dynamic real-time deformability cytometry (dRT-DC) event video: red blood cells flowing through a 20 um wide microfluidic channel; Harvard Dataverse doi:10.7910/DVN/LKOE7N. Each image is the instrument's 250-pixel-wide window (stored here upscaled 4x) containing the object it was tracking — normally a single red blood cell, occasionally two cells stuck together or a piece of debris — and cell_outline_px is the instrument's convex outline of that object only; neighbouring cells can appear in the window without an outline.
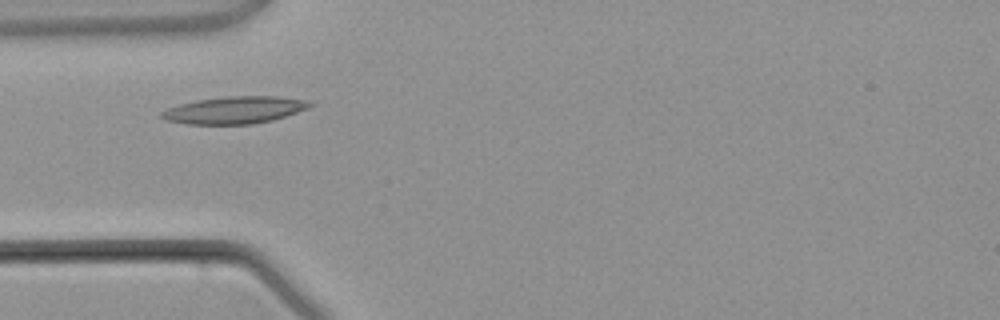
{"species": "common noctule bat (a hibernating species)", "species_latin": "Nyctalus noctula", "temperature_condition": "warm", "stored_images_in_passage": 2, "camera_frame_rate_fps": 3000, "um_per_image_px": 0.085, "animal": {"sex": "male", "body_mass_g": 21.5, "forearm_length_mm": 52.0}, "frame": {"image": 1, "passage_image": 2, "time_ms": 1.333, "image_size_px": [1000, 320], "cell_outline_px": [[312, 104], [308, 108], [272, 120], [252, 124], [188, 124], [164, 120], [160, 116], [160, 112], [168, 108], [180, 104], [196, 100], [228, 96], [280, 96], [304, 100]], "centroid_in_image_um": [19.89, 9.35], "position_along_channel_um": 65.1, "area_um2": 23.29}}